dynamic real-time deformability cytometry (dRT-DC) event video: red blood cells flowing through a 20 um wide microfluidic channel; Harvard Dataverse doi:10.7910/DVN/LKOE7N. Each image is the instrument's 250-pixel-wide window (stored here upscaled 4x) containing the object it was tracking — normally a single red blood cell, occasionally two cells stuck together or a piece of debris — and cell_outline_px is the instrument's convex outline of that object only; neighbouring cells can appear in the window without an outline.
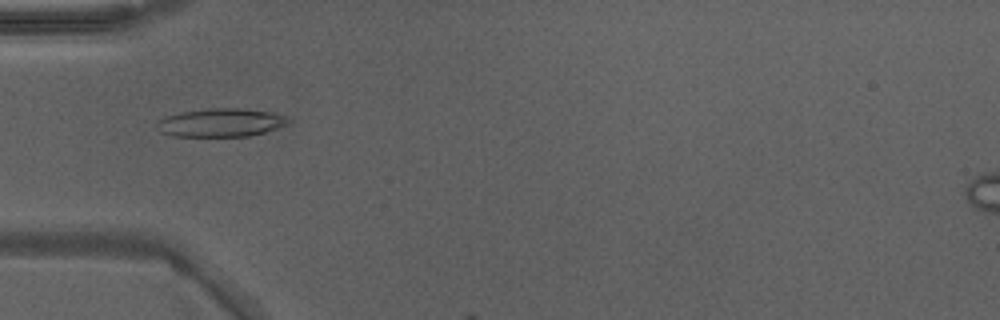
{"species": "Egyptian fruit bat (a non-hibernating species)", "species_latin": "Rousettus aegyptiacus", "temperature_condition": "warm", "stored_images_in_passage": 5, "camera_frame_rate_fps": 3000, "um_per_image_px": 0.085, "animal": {"sex": "male"}, "frame": {"image": 1, "passage_image": 4, "time_ms": 1.0, "image_size_px": [1000, 320], "cell_outline_px": [[292, 120], [288, 124], [264, 132], [248, 136], [172, 136], [160, 132], [156, 124], [160, 120], [168, 116], [184, 112], [208, 108], [240, 108], [268, 112], [288, 116]], "centroid_in_image_um": [18.81, 10.42], "position_along_channel_um": 66.2, "area_um2": 21.5}}